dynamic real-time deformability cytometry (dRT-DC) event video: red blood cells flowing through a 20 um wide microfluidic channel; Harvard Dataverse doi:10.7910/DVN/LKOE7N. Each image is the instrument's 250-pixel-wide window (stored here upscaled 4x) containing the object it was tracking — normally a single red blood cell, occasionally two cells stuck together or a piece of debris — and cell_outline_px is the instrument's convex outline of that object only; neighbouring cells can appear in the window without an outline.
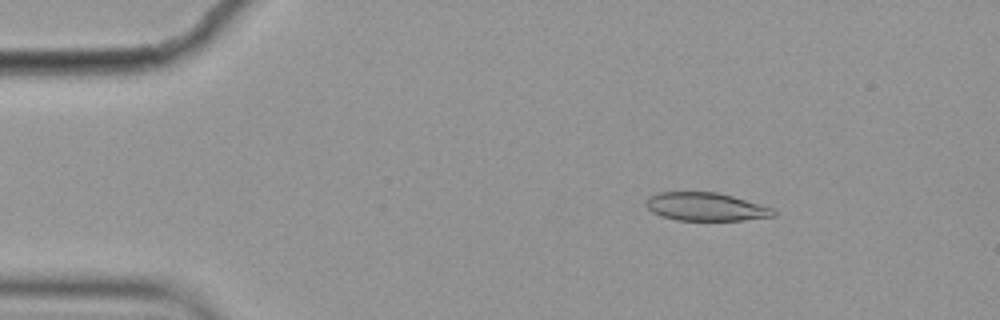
{"species": "common noctule bat (a hibernating species)", "species_latin": "Nyctalus noctula", "temperature_condition": "cold", "stored_images_in_passage": 5, "camera_frame_rate_fps": 3000, "um_per_image_px": 0.085, "animal": {"sex": "female", "body_mass_g": 19.9}, "frame": {"image": 1, "passage_image": 3, "time_ms": 0.667, "image_size_px": [1000, 320], "cell_outline_px": [[776, 216], [744, 220], [676, 220], [660, 216], [652, 212], [644, 204], [648, 196], [660, 192], [716, 192], [732, 196], [772, 208], [776, 212]], "centroid_in_image_um": [59.95, 17.58], "position_along_channel_um": 25.0, "area_um2": 20.92}}